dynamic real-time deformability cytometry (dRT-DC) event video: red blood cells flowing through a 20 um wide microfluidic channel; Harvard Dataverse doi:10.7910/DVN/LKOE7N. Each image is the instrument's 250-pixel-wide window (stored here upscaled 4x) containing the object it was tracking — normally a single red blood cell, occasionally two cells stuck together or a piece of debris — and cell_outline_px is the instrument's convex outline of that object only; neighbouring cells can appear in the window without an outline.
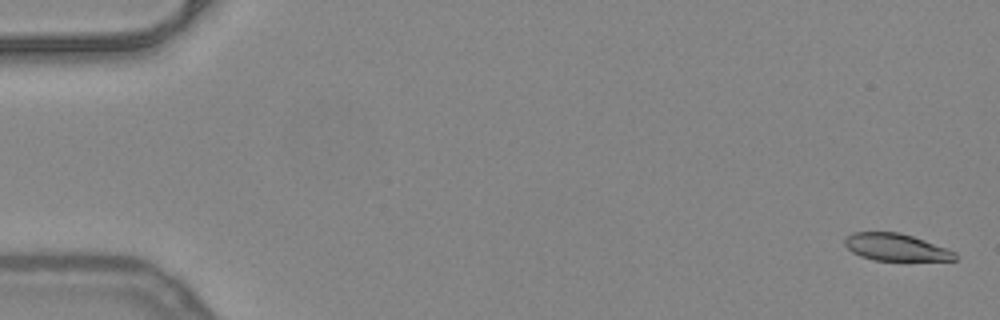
{"species": "common noctule bat (a hibernating species)", "species_latin": "Nyctalus noctula", "temperature_condition": "warm", "stored_images_in_passage": 10, "camera_frame_rate_fps": 3000, "um_per_image_px": 0.085, "animal": {"sex": "female", "body_mass_g": 24.6, "forearm_length_mm": 56.2}, "frame": {"image": 1, "passage_image": 2, "time_ms": 0.333, "image_size_px": [1000, 320], "cell_outline_px": [[956, 260], [872, 260], [860, 256], [852, 252], [844, 244], [844, 240], [852, 232], [900, 232], [948, 248], [956, 252]], "centroid_in_image_um": [76.14, 21.01], "position_along_channel_um": 8.9, "area_um2": 17.4}}